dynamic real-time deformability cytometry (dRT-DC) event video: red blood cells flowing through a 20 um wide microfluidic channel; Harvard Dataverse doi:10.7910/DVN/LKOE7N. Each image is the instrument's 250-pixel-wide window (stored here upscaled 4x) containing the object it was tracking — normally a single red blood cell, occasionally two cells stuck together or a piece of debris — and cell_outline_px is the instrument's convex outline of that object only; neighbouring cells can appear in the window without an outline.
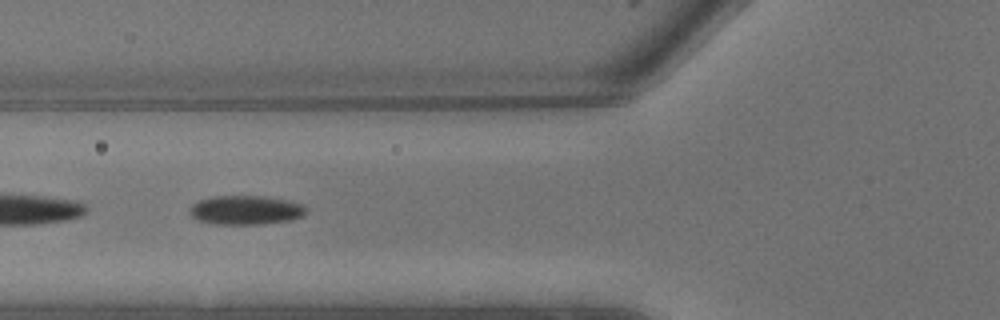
{"species": "common noctule bat (a hibernating species)", "species_latin": "Nyctalus noctula", "temperature_condition": "warm", "stored_images_in_passage": 10, "segment_of_instrument_passage": [2, 2], "camera_frame_rate_fps": 3000, "um_per_image_px": 0.085, "animal": {"sex": "male", "body_mass_g": 13.3}, "frame": {"image": 1, "passage_image": 9, "time_ms": 2.667, "image_size_px": [1000, 320], "cell_outline_px": [[308, 212], [304, 216], [288, 220], [260, 224], [216, 224], [196, 220], [188, 212], [188, 208], [192, 204], [200, 200], [212, 196], [264, 196], [288, 200], [304, 204]], "centroid_in_image_um": [20.88, 17.85], "position_along_channel_um": 104.9, "area_um2": 19.94}}